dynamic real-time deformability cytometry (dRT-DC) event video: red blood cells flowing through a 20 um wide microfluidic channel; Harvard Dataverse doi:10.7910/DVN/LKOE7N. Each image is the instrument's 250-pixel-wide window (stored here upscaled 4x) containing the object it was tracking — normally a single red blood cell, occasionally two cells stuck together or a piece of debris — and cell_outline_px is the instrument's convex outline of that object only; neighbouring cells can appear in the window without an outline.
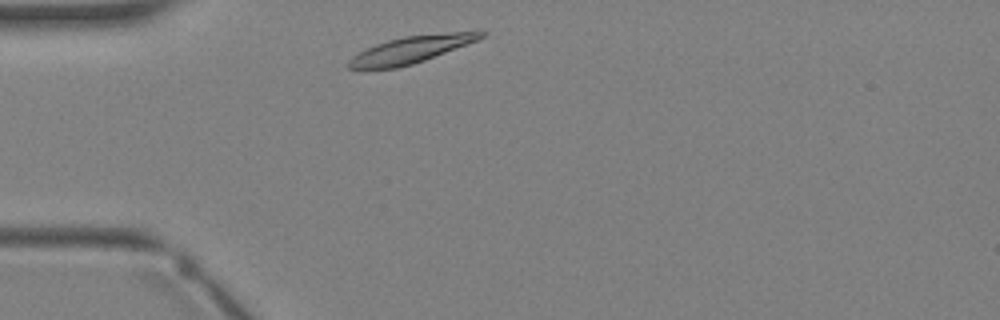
{"species": "Egyptian fruit bat (a non-hibernating species)", "species_latin": "Rousettus aegyptiacus", "temperature_condition": "warm", "stored_images_in_passage": 1, "camera_frame_rate_fps": 3000, "um_per_image_px": 0.085, "animal": {"sex": "female"}, "frame": {"image": 1, "passage_image": 1, "time_ms": 0.0, "image_size_px": [1000, 320], "cell_outline_px": [[488, 32], [484, 36], [476, 40], [424, 60], [412, 64], [396, 68], [348, 68], [348, 60], [352, 56], [376, 44], [388, 40], [404, 36], [452, 32]], "centroid_in_image_um": [34.89, 4.21], "position_along_channel_um": 50.1, "area_um2": 20.06}}